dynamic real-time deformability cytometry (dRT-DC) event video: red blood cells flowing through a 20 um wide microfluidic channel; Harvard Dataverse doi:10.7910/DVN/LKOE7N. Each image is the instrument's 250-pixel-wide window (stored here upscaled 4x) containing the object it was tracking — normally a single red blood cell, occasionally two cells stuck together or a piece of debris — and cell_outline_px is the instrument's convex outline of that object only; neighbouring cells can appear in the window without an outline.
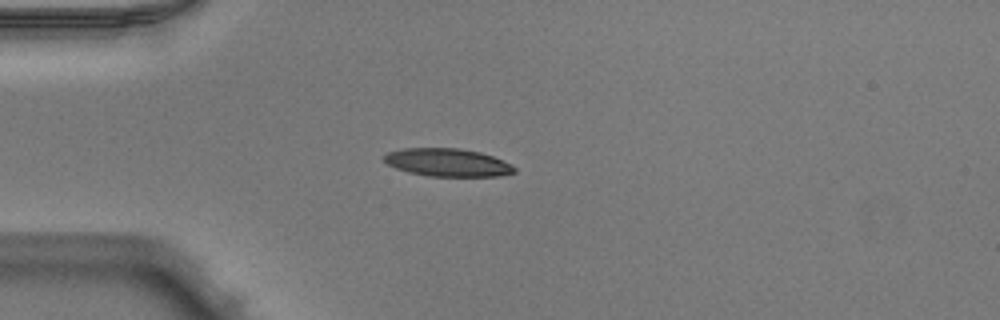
{"species": "Egyptian fruit bat (a non-hibernating species)", "species_latin": "Rousettus aegyptiacus", "temperature_condition": "warm", "stored_images_in_passage": 32, "camera_frame_rate_fps": 3000, "um_per_image_px": 0.085, "animal": {"sex": "male"}, "frame": {"image": 1, "passage_image": 1, "time_ms": 0.0, "image_size_px": [1000, 320], "cell_outline_px": [[516, 172], [500, 176], [428, 176], [408, 172], [396, 168], [388, 164], [380, 156], [388, 152], [404, 148], [460, 148], [480, 152], [504, 160], [512, 164], [516, 168]], "centroid_in_image_um": [38.05, 13.81], "position_along_channel_um": 47.0, "area_um2": 21.39}}
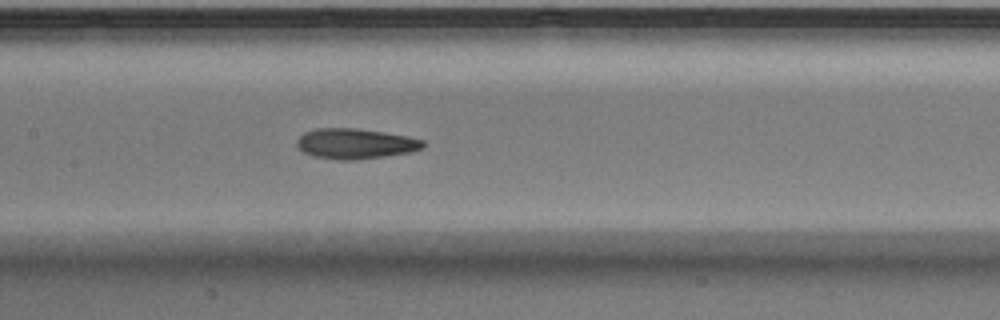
{"frame": {"image": 2, "passage_image": 12, "time_ms": 3.667, "image_size_px": [1000, 320], "cell_outline_px": [[424, 148], [412, 152], [356, 160], [340, 160], [312, 156], [304, 152], [296, 144], [296, 140], [304, 132], [316, 128], [356, 128], [384, 132], [408, 136], [424, 140]], "centroid_in_image_um": [30.21, 12.21], "position_along_channel_um": 177.2, "area_um2": 22.43}}
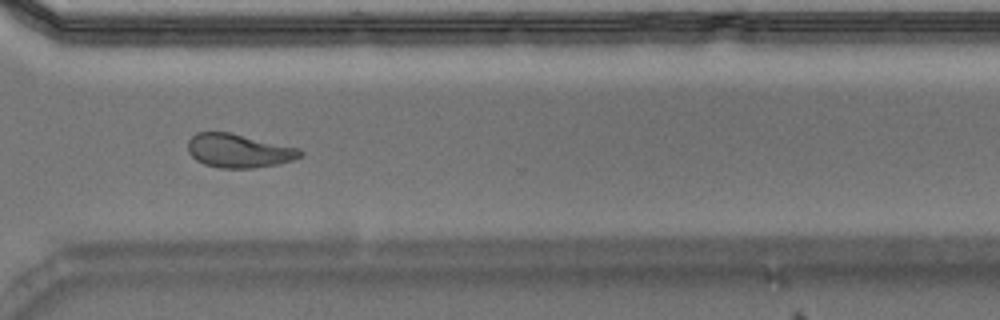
{"frame": {"image": 3, "passage_image": 25, "time_ms": 8.0, "image_size_px": [1000, 320], "cell_outline_px": [[304, 152], [300, 156], [292, 160], [276, 164], [252, 168], [220, 168], [204, 164], [196, 160], [188, 152], [188, 140], [196, 132], [232, 132], [300, 148]], "centroid_in_image_um": [20.28, 12.8], "position_along_channel_um": 350.3, "area_um2": 22.2}, "authors_computed_cell_mechanics": {"area_um2": 22.0796, "velocity_mm_per_s": 3.9983, "shape_relaxation_time_tau1_ms": 3.4244, "shape_relaxation_time_tau2_ms": 2.0886, "deformation_change_tau1": 0.1685, "deformation_change_tau2": 0.1069}}